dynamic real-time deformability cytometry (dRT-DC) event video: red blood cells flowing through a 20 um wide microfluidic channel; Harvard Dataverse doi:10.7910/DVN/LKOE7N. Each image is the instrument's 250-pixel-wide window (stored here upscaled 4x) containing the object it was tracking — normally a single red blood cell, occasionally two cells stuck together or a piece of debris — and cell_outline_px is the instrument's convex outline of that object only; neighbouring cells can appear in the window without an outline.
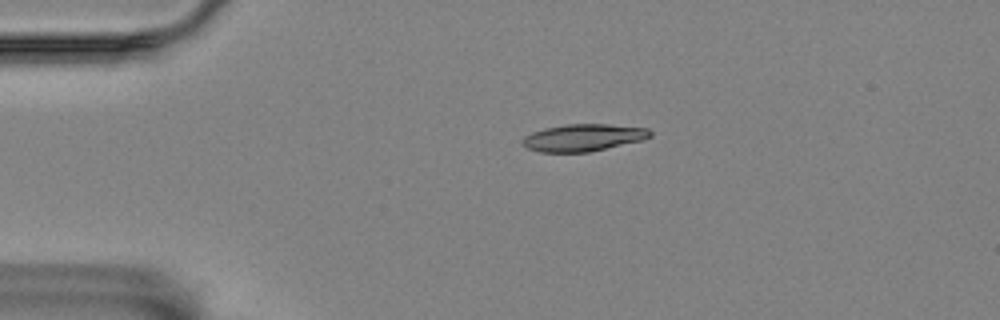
{"species": "Egyptian fruit bat (a non-hibernating species)", "species_latin": "Rousettus aegyptiacus", "temperature_condition": "room temperature", "stored_images_in_passage": 46, "camera_frame_rate_fps": 3000, "um_per_image_px": 0.085, "animal": {"sex": "female"}, "frame": {"image": 1, "passage_image": 1, "time_ms": 0.0, "image_size_px": [1000, 320], "cell_outline_px": [[652, 136], [644, 140], [588, 152], [540, 152], [528, 148], [520, 144], [520, 140], [524, 136], [532, 132], [544, 128], [568, 124], [608, 124], [648, 128], [652, 132]], "centroid_in_image_um": [49.57, 11.69], "position_along_channel_um": 35.4, "area_um2": 20.35}}
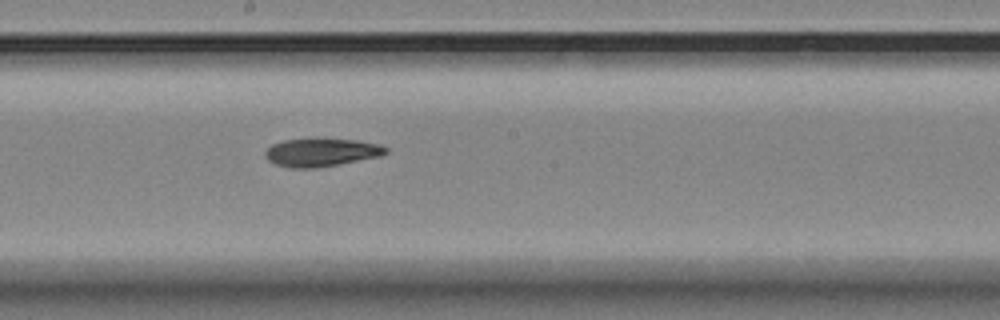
{"frame": {"image": 2, "passage_image": 20, "time_ms": 6.333, "image_size_px": [1000, 320], "cell_outline_px": [[388, 152], [380, 156], [316, 168], [292, 168], [276, 164], [268, 160], [264, 156], [264, 152], [272, 144], [284, 140], [356, 140], [376, 144], [388, 148]], "centroid_in_image_um": [27.28, 12.97], "position_along_channel_um": 220.9, "area_um2": 19.19}}
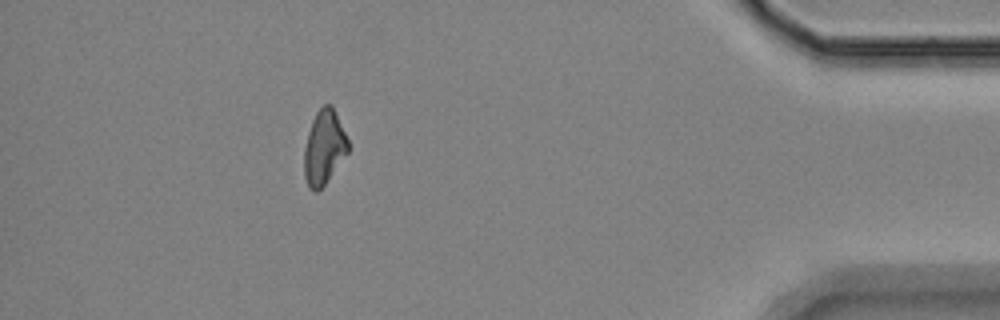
{"frame": {"image": 3, "passage_image": 40, "time_ms": 13.0, "image_size_px": [1000, 320], "cell_outline_px": [[348, 152], [324, 184], [316, 192], [308, 188], [304, 176], [304, 148], [308, 132], [312, 120], [316, 112], [324, 104], [332, 104], [348, 140]], "centroid_in_image_um": [27.52, 12.51], "position_along_channel_um": 407.7, "area_um2": 18.84}}